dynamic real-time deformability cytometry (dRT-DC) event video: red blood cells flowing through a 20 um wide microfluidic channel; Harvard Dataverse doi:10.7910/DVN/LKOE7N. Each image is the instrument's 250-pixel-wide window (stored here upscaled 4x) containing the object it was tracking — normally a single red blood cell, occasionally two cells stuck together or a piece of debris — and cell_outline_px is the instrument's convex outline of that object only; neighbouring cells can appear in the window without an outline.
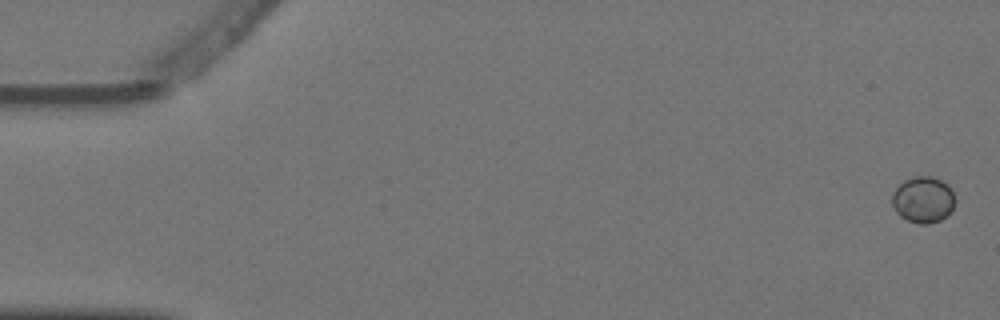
{"species": "Egyptian fruit bat (a non-hibernating species)", "species_latin": "Rousettus aegyptiacus", "temperature_condition": "warm", "stored_images_in_passage": 2, "camera_frame_rate_fps": 3000, "um_per_image_px": 0.085, "animal": {"sex": "female"}, "frame": {"image": 1, "passage_image": 1, "time_ms": 0.0, "image_size_px": [1000, 320], "cell_outline_px": [[956, 200], [952, 208], [940, 220], [928, 224], [920, 224], [908, 220], [900, 216], [896, 212], [892, 204], [892, 192], [904, 180], [912, 176], [932, 176], [948, 184], [952, 188]], "centroid_in_image_um": [78.46, 16.95], "position_along_channel_um": 6.5, "area_um2": 17.05}}